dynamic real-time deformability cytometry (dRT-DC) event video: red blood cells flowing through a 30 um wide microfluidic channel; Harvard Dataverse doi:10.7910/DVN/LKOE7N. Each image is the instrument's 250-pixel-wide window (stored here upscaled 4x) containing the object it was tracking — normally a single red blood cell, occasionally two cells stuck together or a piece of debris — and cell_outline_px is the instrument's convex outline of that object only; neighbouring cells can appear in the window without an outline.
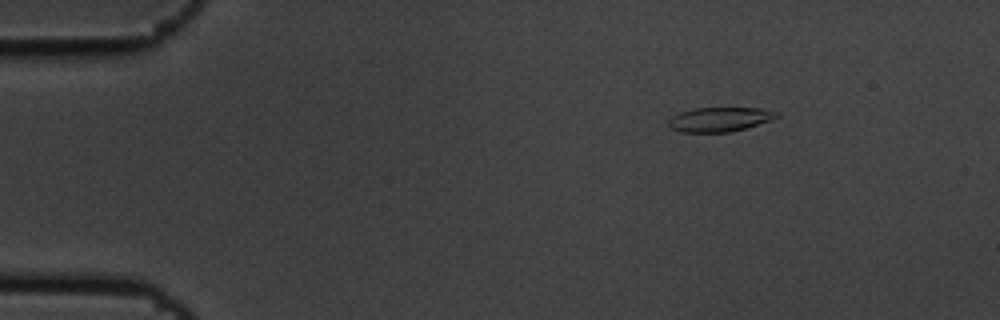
{"species": "common noctule bat (a hibernating species)", "species_latin": "Nyctalus noctula", "temperature_condition": "cold", "stored_images_in_passage": 4, "camera_frame_rate_fps": 3000, "um_per_image_px": 0.085, "animal": {"sex": "male", "body_mass_g": 19.5, "forearm_length_mm": 54.6}, "frame": {"image": 1, "passage_image": 1, "time_ms": 0.0, "image_size_px": [1000, 320], "cell_outline_px": [[780, 116], [772, 120], [744, 128], [728, 132], [680, 132], [668, 128], [668, 120], [672, 116], [680, 112], [696, 108], [760, 108], [780, 112]], "centroid_in_image_um": [61.16, 10.14], "position_along_channel_um": 23.8, "area_um2": 15.43}}
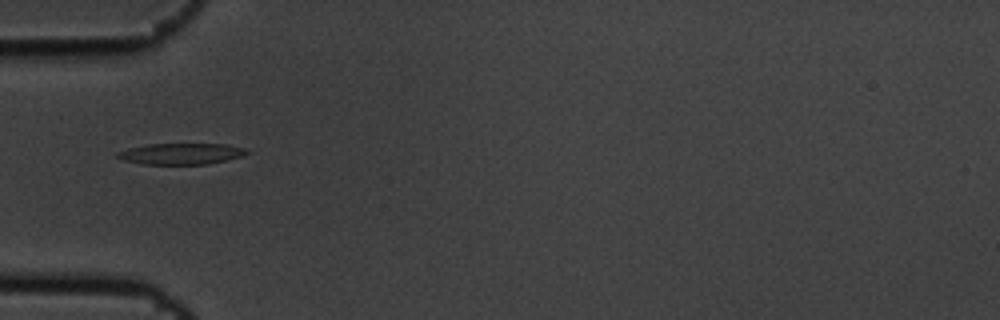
{"frame": {"image": 2, "passage_image": 4, "time_ms": 1.0, "image_size_px": [1000, 320], "cell_outline_px": [[248, 152], [240, 156], [208, 164], [144, 164], [124, 160], [116, 156], [116, 152], [128, 148], [148, 144], [224, 144], [244, 148]], "centroid_in_image_um": [15.33, 13.06], "position_along_channel_um": 69.7, "area_um2": 15.66}}